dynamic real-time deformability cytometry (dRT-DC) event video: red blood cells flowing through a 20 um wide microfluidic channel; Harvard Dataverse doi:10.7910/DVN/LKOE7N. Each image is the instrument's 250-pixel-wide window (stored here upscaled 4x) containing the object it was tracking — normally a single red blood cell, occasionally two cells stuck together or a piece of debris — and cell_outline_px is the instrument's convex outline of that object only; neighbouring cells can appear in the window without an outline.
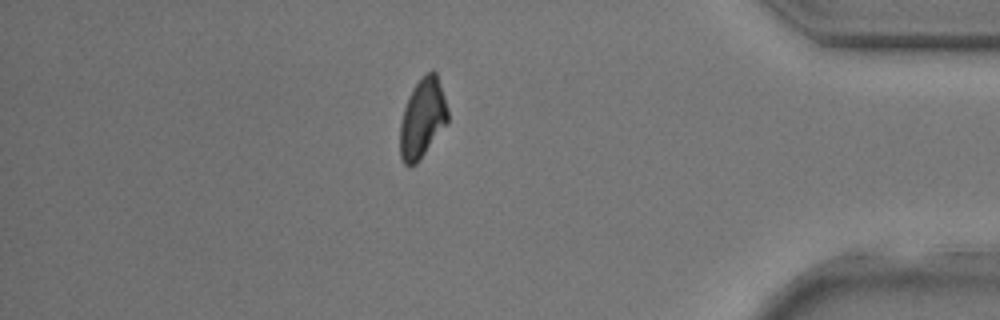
{"species": "common noctule bat (a hibernating species)", "species_latin": "Nyctalus noctula", "temperature_condition": "room temperature", "stored_images_in_passage": 33, "camera_frame_rate_fps": 3000, "um_per_image_px": 0.085, "animal": {"sex": "male", "body_mass_g": 17.9, "forearm_length_mm": 54.2}, "frame": {"image": 1, "passage_image": 31, "time_ms": 10.0, "image_size_px": [1000, 320], "cell_outline_px": [[448, 120], [416, 164], [408, 168], [404, 164], [400, 156], [400, 124], [404, 108], [408, 96], [412, 88], [432, 68], [436, 72], [444, 96], [448, 112]], "centroid_in_image_um": [35.88, 10.06], "position_along_channel_um": 399.3, "area_um2": 21.73}}